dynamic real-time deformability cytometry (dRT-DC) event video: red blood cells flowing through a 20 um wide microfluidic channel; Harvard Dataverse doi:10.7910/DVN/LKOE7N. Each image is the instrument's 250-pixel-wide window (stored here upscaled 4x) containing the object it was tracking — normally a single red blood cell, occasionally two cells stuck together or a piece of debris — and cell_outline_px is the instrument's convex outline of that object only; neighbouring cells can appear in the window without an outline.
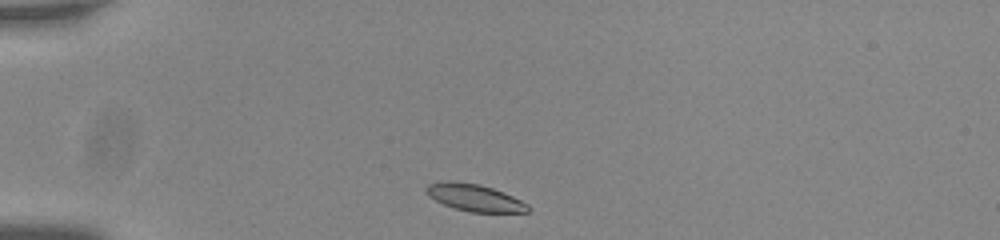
{"species": "common noctule bat (a hibernating species)", "species_latin": "Nyctalus noctula", "temperature_condition": "room temperature", "stored_images_in_passage": 42, "camera_frame_rate_fps": 3000, "um_per_image_px": 0.085, "animal": {"sex": "male", "body_mass_g": 20.0, "forearm_length_mm": 53.3}, "frame": {"image": 1, "passage_image": 1, "time_ms": 0.0, "image_size_px": [1000, 240], "cell_outline_px": [[528, 212], [468, 212], [444, 204], [428, 196], [424, 192], [424, 188], [428, 184], [444, 180], [452, 180], [480, 184], [504, 192], [528, 204]], "centroid_in_image_um": [40.28, 16.78], "position_along_channel_um": 44.7, "area_um2": 16.13}}
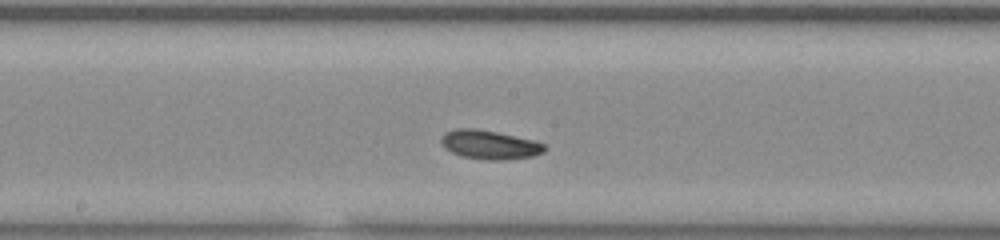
{"frame": {"image": 2, "passage_image": 17, "time_ms": 5.333, "image_size_px": [1000, 240], "cell_outline_px": [[548, 148], [544, 152], [532, 156], [504, 160], [484, 160], [464, 156], [452, 152], [444, 148], [440, 140], [444, 132], [456, 128], [476, 128], [496, 132], [532, 140], [544, 144]], "centroid_in_image_um": [41.6, 12.3], "position_along_channel_um": 206.6, "area_um2": 17.4}}
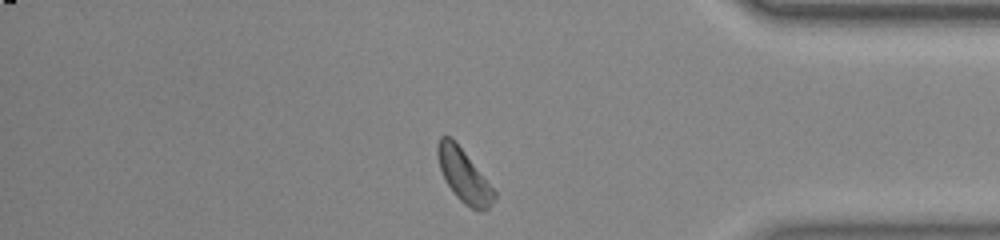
{"frame": {"image": 3, "passage_image": 34, "time_ms": 11.0, "image_size_px": [1000, 240], "cell_outline_px": [[496, 196], [488, 208], [480, 212], [464, 204], [456, 196], [448, 184], [440, 168], [436, 152], [436, 148], [440, 136], [448, 136], [464, 152], [496, 192]], "centroid_in_image_um": [39.42, 14.96], "position_along_channel_um": 395.8, "area_um2": 16.82}, "authors_computed_cell_mechanics": {"area_um2": 16.9932, "velocity_mm_per_s": 3.7, "shape_relaxation_time_tau1_ms": 10.9509, "shape_relaxation_time_tau2_ms": null, "deformation_change_tau1": 0.1895, "deformation_change_tau2": null}}